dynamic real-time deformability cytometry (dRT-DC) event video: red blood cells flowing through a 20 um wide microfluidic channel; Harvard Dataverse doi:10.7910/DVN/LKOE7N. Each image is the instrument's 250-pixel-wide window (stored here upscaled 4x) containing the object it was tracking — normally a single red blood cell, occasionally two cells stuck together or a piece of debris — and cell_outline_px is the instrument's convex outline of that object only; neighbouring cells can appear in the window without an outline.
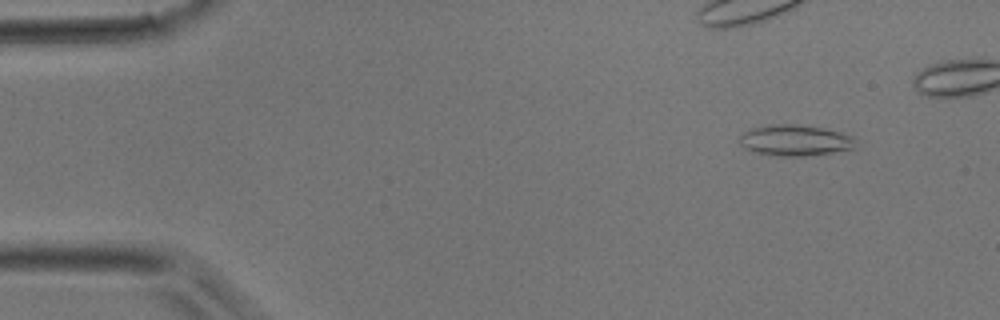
{"species": "common noctule bat (a hibernating species)", "species_latin": "Nyctalus noctula", "temperature_condition": "room temperature", "stored_images_in_passage": 4, "camera_frame_rate_fps": 3000, "um_per_image_px": 0.085, "animal": {"sex": "male", "body_mass_g": 17.9}, "frame": {"image": 1, "passage_image": 1, "time_ms": 0.0, "image_size_px": [1000, 320], "cell_outline_px": [[856, 148], [832, 152], [804, 156], [776, 156], [756, 152], [740, 144], [740, 136], [744, 132], [752, 128], [772, 124], [796, 124], [820, 128], [840, 132], [856, 136]], "centroid_in_image_um": [67.63, 11.93], "position_along_channel_um": 17.4, "area_um2": 20.87}}